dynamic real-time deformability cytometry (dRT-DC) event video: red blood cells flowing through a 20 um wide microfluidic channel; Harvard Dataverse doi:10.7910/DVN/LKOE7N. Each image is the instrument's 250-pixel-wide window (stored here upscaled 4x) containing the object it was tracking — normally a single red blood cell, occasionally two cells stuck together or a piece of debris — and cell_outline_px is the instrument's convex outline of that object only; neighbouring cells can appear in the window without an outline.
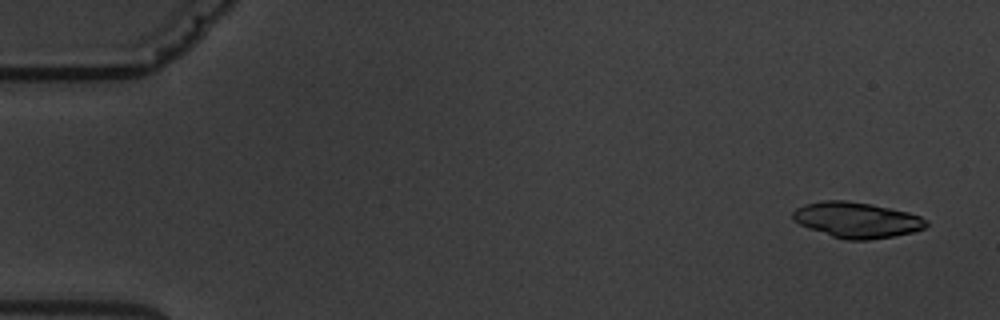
{"species": "common noctule bat (a hibernating species)", "species_latin": "Nyctalus noctula", "temperature_condition": "warm", "stored_images_in_passage": 5, "camera_frame_rate_fps": 3000, "um_per_image_px": 0.085, "animal": {"sex": "male", "body_mass_g": 19.5, "forearm_length_mm": 54.6}, "frame": {"image": 1, "passage_image": 1, "time_ms": 0.0, "image_size_px": [1000, 320], "cell_outline_px": [[928, 224], [924, 228], [912, 232], [892, 236], [868, 240], [848, 240], [832, 236], [808, 228], [792, 220], [792, 212], [796, 208], [804, 204], [824, 200], [844, 200], [872, 204], [908, 212], [920, 216]], "centroid_in_image_um": [72.78, 18.69], "position_along_channel_um": 12.2, "area_um2": 27.57}}